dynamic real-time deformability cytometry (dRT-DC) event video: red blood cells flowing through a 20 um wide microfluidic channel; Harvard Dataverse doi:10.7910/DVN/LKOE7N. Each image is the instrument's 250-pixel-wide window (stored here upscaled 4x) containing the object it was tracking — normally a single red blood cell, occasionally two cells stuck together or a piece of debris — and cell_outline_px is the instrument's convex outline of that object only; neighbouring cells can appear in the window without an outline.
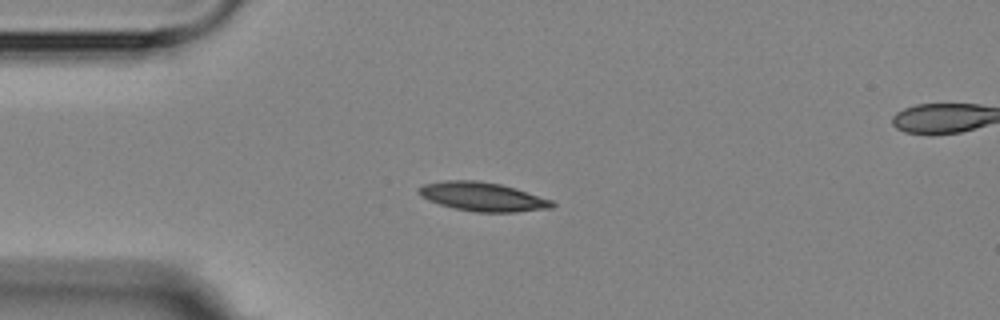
{"species": "Egyptian fruit bat (a non-hibernating species)", "species_latin": "Rousettus aegyptiacus", "temperature_condition": "room temperature", "stored_images_in_passage": 16, "segment_of_instrument_passage": [1, 2], "camera_frame_rate_fps": 3000, "um_per_image_px": 0.085, "animal": {"sex": "female"}, "frame": {"image": 1, "passage_image": 4, "time_ms": 3.333, "image_size_px": [1000, 320], "cell_outline_px": [[556, 204], [552, 208], [516, 212], [476, 212], [452, 208], [428, 200], [420, 196], [416, 192], [416, 188], [424, 184], [444, 180], [476, 180], [500, 184], [516, 188], [552, 200]], "centroid_in_image_um": [40.99, 16.72], "position_along_channel_um": 44.0, "area_um2": 22.66}}
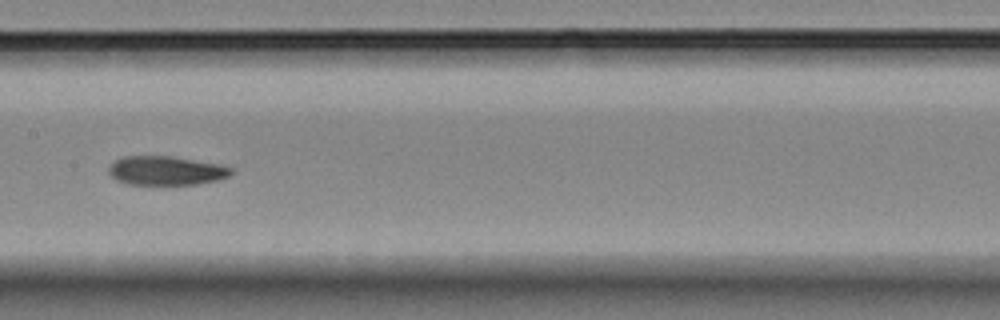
{"frame": {"image": 2, "passage_image": 8, "time_ms": 8.0, "image_size_px": [1000, 320], "cell_outline_px": [[232, 172], [228, 176], [220, 180], [196, 184], [128, 184], [116, 180], [108, 172], [108, 168], [116, 160], [124, 156], [168, 156], [220, 164], [232, 168]], "centroid_in_image_um": [14.12, 14.51], "position_along_channel_um": 193.3, "area_um2": 20.52}}
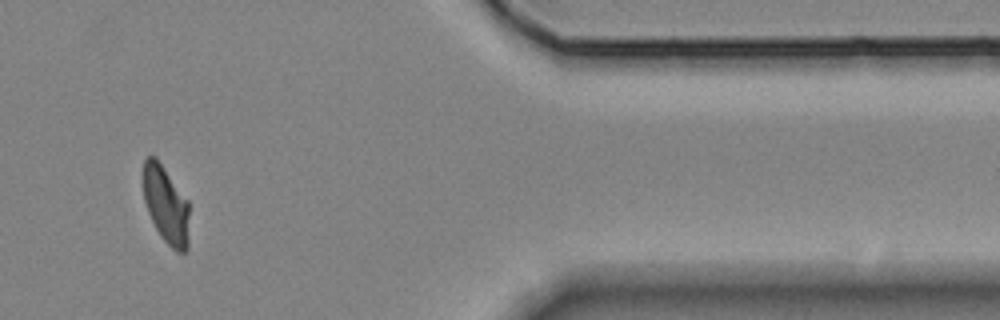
{"frame": {"image": 3, "passage_image": 13, "time_ms": 14.667, "image_size_px": [1000, 320], "cell_outline_px": [[188, 248], [184, 252], [176, 252], [160, 236], [148, 212], [144, 200], [144, 160], [148, 156], [156, 156], [188, 200]], "centroid_in_image_um": [14.11, 17.41], "position_along_channel_um": 397.3, "area_um2": 20.63}}